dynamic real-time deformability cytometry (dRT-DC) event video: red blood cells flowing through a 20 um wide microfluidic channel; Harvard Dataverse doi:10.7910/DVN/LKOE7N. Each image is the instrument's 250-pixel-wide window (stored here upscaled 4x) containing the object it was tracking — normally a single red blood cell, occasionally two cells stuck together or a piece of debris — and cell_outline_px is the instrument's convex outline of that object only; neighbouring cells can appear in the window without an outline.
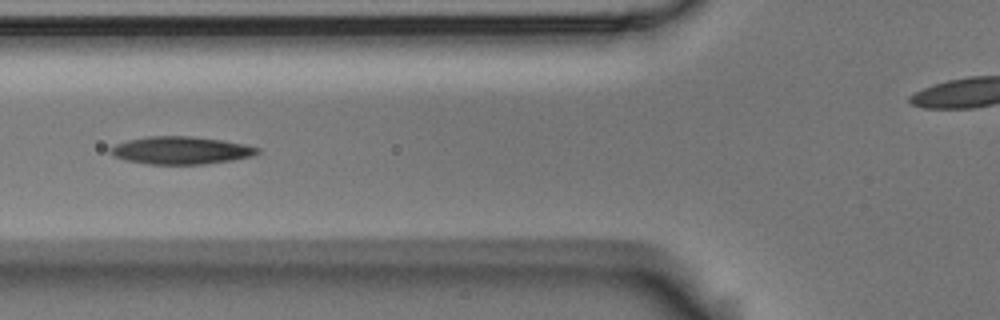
{"species": "Egyptian fruit bat (a non-hibernating species)", "species_latin": "Rousettus aegyptiacus", "temperature_condition": "room temperature", "stored_images_in_passage": 8, "camera_frame_rate_fps": 3000, "um_per_image_px": 0.085, "animal": {"sex": "male"}, "frame": {"image": 1, "passage_image": 6, "time_ms": 1.667, "image_size_px": [1000, 320], "cell_outline_px": [[260, 152], [252, 156], [232, 160], [204, 164], [148, 164], [124, 160], [108, 152], [108, 148], [116, 144], [128, 140], [148, 136], [192, 136], [224, 140], [244, 144], [260, 148]], "centroid_in_image_um": [15.37, 12.78], "position_along_channel_um": 110.4, "area_um2": 23.76}}
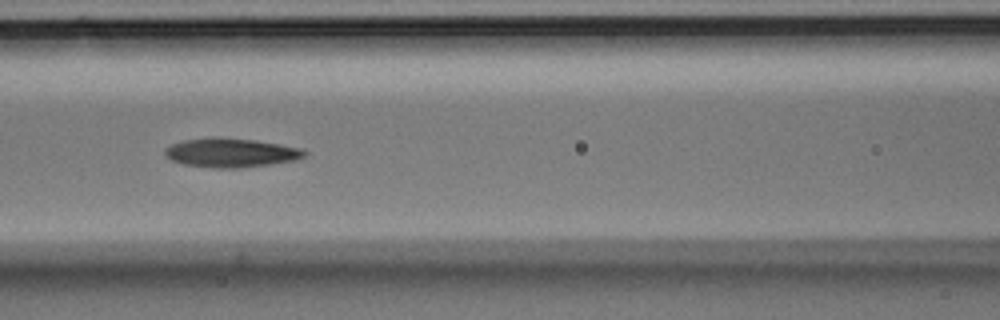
{"frame": {"image": 2, "passage_image": 7, "time_ms": 2.0, "image_size_px": [1000, 320], "cell_outline_px": [[308, 152], [304, 156], [296, 160], [244, 168], [212, 168], [184, 164], [172, 160], [164, 156], [164, 148], [172, 144], [184, 140], [212, 136], [220, 136], [256, 140], [300, 148]], "centroid_in_image_um": [19.6, 12.97], "position_along_channel_um": 147.0, "area_um2": 23.93}}